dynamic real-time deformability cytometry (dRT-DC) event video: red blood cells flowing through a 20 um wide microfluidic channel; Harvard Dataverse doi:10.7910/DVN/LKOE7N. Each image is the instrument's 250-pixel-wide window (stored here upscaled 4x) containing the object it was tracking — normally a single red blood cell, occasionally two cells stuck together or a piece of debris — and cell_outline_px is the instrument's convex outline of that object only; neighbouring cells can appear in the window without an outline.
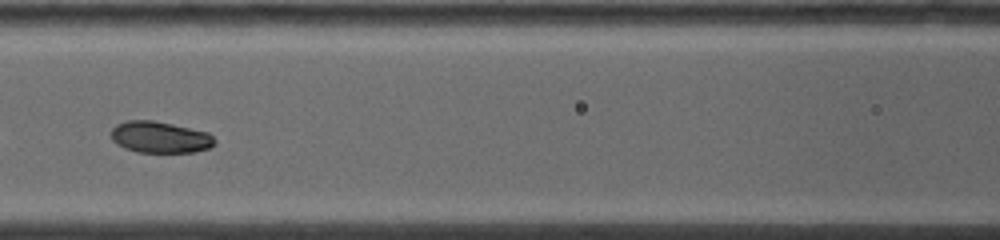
{"species": "common noctule bat (a hibernating species)", "species_latin": "Nyctalus noctula", "temperature_condition": "warm", "stored_images_in_passage": 32, "camera_frame_rate_fps": 5000, "um_per_image_px": 0.085, "animal": {"sex": "female", "body_mass_g": 19.0, "forearm_length_mm": 53.3}, "frame": {"image": 1, "passage_image": 10, "time_ms": 3.0, "image_size_px": [1000, 240], "cell_outline_px": [[216, 144], [208, 148], [196, 152], [136, 152], [124, 148], [116, 144], [112, 140], [112, 128], [116, 124], [128, 120], [152, 120], [172, 124], [208, 132], [216, 140]], "centroid_in_image_um": [13.6, 11.66], "position_along_channel_um": 153.0, "area_um2": 19.07}}
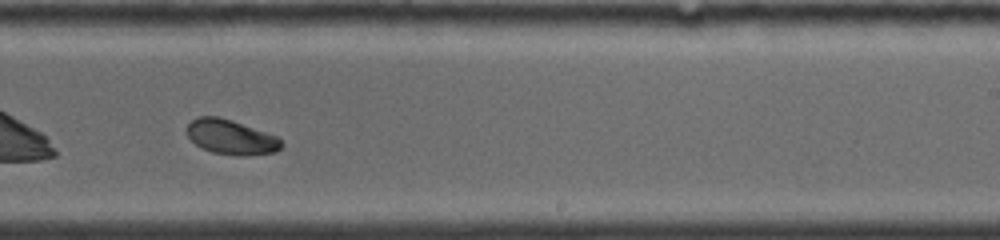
{"frame": {"image": 2, "passage_image": 19, "time_ms": 6.0, "image_size_px": [1000, 240], "cell_outline_px": [[284, 144], [276, 152], [244, 156], [236, 156], [212, 152], [200, 148], [188, 136], [188, 124], [196, 116], [216, 116], [276, 136]], "centroid_in_image_um": [19.62, 11.68], "position_along_channel_um": 269.4, "area_um2": 18.79}, "authors_computed_cell_mechanics": {"area_um2": 19.652, "velocity_mm_per_s": 3.8986, "shape_relaxation_time_tau1_ms": 5.2424, "shape_relaxation_time_tau2_ms": null, "deformation_change_tau1": 0.152, "deformation_change_tau2": null}}